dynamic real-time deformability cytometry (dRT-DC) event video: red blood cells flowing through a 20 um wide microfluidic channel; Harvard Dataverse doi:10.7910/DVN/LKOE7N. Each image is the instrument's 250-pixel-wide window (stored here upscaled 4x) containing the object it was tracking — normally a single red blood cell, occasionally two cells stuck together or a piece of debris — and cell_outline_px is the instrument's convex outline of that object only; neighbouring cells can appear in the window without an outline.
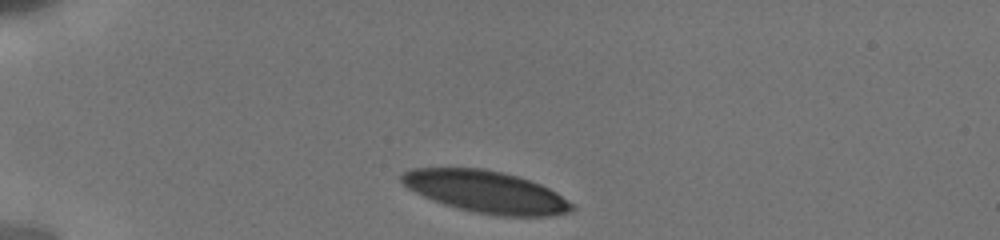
{"species": "human", "species_latin": "Homo sapiens", "temperature_condition": "cold", "stored_images_in_passage": 8, "camera_frame_rate_fps": 3000, "um_per_image_px": 0.085, "donor": {"sex": "male"}, "frame": {"image": 1, "passage_image": 1, "time_ms": 0.0, "image_size_px": [1000, 240], "cell_outline_px": [[576, 208], [572, 212], [552, 216], [500, 216], [476, 212], [444, 204], [432, 200], [408, 188], [400, 180], [400, 176], [404, 172], [412, 168], [484, 168], [516, 176], [540, 184], [556, 192], [572, 204]], "centroid_in_image_um": [41.32, 16.31], "position_along_channel_um": 43.7, "area_um2": 41.33}}
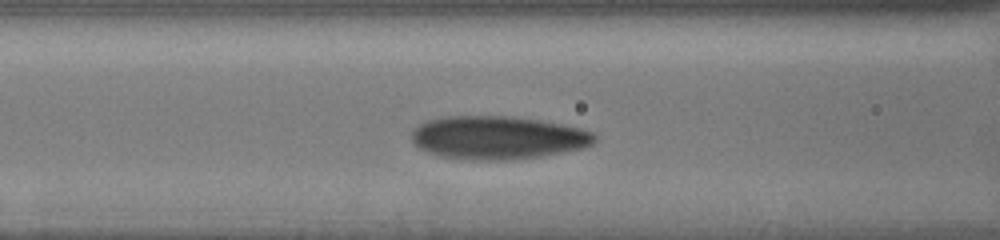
{"frame": {"image": 2, "passage_image": 6, "time_ms": 3.333, "image_size_px": [1000, 240], "cell_outline_px": [[596, 140], [592, 144], [584, 148], [540, 156], [512, 160], [476, 160], [440, 156], [428, 152], [420, 148], [412, 140], [412, 128], [428, 120], [448, 116], [508, 116], [540, 120], [580, 128], [592, 132], [596, 136]], "centroid_in_image_um": [42.31, 11.7], "position_along_channel_um": 124.3, "area_um2": 45.95}}
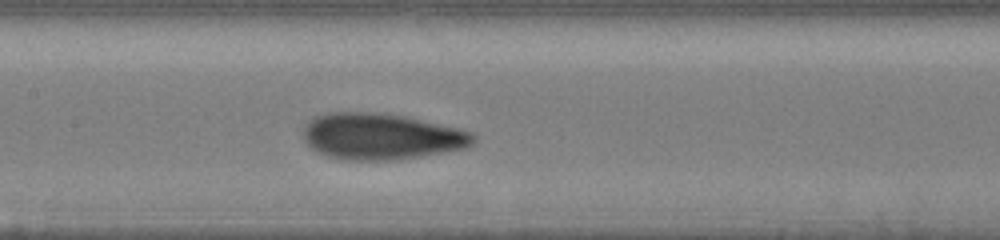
{"frame": {"image": 3, "passage_image": 8, "time_ms": 4.667, "image_size_px": [1000, 240], "cell_outline_px": [[476, 140], [472, 144], [464, 148], [420, 156], [396, 160], [344, 160], [324, 156], [316, 152], [304, 140], [304, 128], [312, 116], [324, 112], [376, 112], [404, 116], [456, 128], [472, 132], [476, 136]], "centroid_in_image_um": [32.34, 11.6], "position_along_channel_um": 175.1, "area_um2": 45.95}}